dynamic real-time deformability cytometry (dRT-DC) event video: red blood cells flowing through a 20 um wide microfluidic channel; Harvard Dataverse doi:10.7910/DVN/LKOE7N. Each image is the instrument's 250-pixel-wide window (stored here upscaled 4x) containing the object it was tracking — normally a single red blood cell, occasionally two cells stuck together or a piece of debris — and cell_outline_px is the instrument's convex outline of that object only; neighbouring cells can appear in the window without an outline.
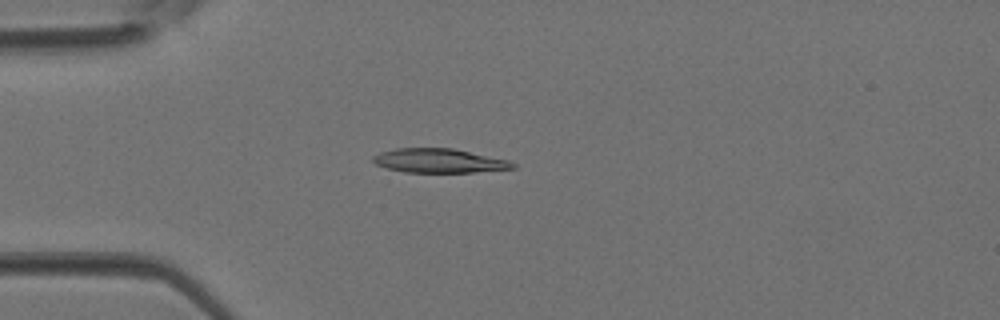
{"species": "Egyptian fruit bat (a non-hibernating species)", "species_latin": "Rousettus aegyptiacus", "temperature_condition": "room temperature", "stored_images_in_passage": 3, "camera_frame_rate_fps": 3000, "um_per_image_px": 0.085, "animal": {"sex": "female"}, "frame": {"image": 1, "passage_image": 3, "time_ms": 0.667, "image_size_px": [1000, 320], "cell_outline_px": [[516, 168], [472, 172], [404, 172], [388, 168], [376, 164], [372, 160], [372, 156], [380, 152], [396, 148], [452, 148], [508, 160], [516, 164]], "centroid_in_image_um": [37.3, 13.66], "position_along_channel_um": 47.7, "area_um2": 19.48}}